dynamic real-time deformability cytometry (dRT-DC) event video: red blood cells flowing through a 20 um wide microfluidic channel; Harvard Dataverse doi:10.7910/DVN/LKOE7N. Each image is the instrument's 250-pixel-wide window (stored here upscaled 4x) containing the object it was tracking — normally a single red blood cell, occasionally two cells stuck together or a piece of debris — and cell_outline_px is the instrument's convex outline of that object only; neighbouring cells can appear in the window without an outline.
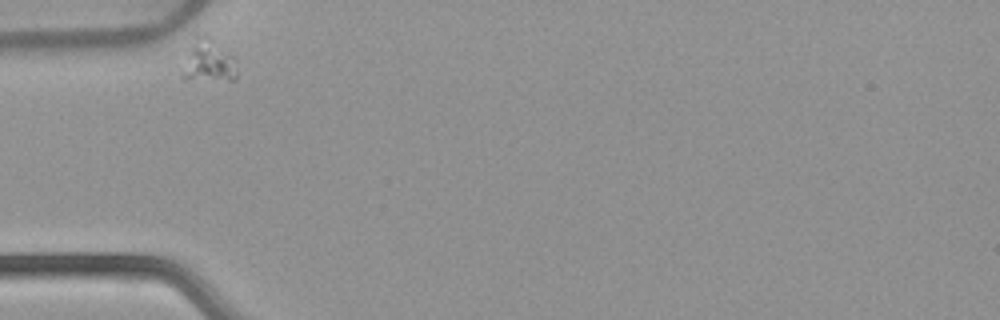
{"species": "common noctule bat (a hibernating species)", "species_latin": "Nyctalus noctula", "temperature_condition": "warm", "stored_images_in_passage": 32, "camera_frame_rate_fps": 3000, "um_per_image_px": 0.085, "animal": {"sex": "female", "body_mass_g": 22.7, "forearm_length_mm": 54.2}, "frame": {"image": 1, "passage_image": 1, "time_ms": 0.0, "image_size_px": [1000, 320], "cell_outline_px": [[236, 80], [228, 80], [180, 76], [192, 48], [196, 44], [208, 36], [228, 52], [232, 56], [236, 72]], "centroid_in_image_um": [17.82, 5.27], "position_along_channel_um": 67.2, "area_um2": 11.73}}
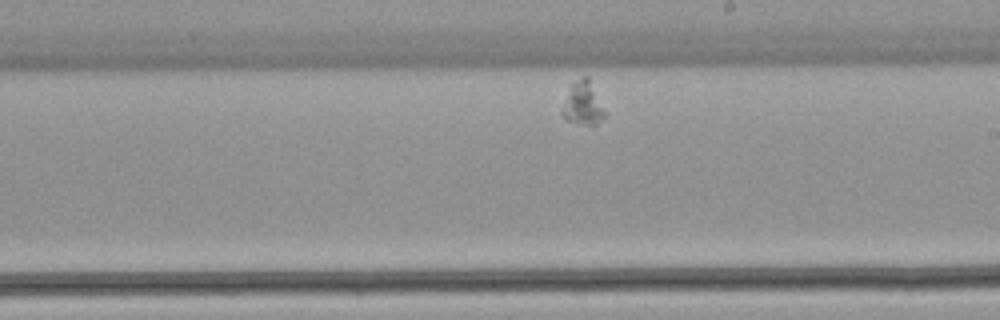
{"frame": {"image": 2, "passage_image": 18, "time_ms": 5.667, "image_size_px": [1000, 320], "cell_outline_px": [[604, 116], [592, 128], [564, 120], [560, 116], [560, 112], [568, 84], [584, 76], [588, 76], [604, 112]], "centroid_in_image_um": [49.45, 8.83], "position_along_channel_um": 239.6, "area_um2": 11.1}}
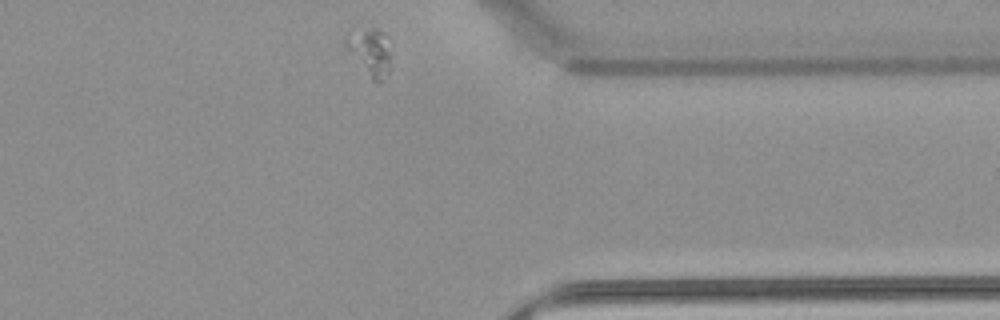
{"frame": {"image": 3, "passage_image": 32, "time_ms": 10.333, "image_size_px": [1000, 320], "cell_outline_px": [[388, 72], [376, 84], [372, 80], [344, 44], [344, 36], [372, 28], [376, 28], [384, 32], [388, 36]], "centroid_in_image_um": [31.46, 4.39], "position_along_channel_um": 379.9, "area_um2": 11.68}}